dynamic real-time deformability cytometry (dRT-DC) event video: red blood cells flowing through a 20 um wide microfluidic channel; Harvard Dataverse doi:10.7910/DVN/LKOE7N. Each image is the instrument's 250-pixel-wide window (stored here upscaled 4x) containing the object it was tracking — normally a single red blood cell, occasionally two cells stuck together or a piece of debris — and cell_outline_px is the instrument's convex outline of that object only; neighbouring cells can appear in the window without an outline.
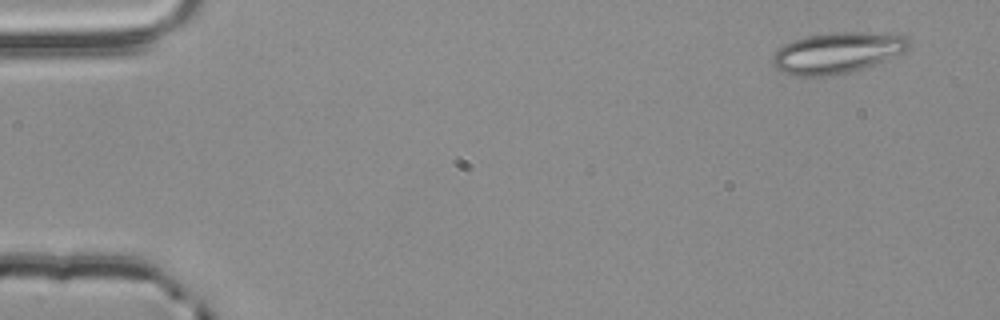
{"species": "common noctule bat (a hibernating species)", "species_latin": "Nyctalus noctula", "temperature_condition": "room temperature", "stored_images_in_passage": 4, "camera_frame_rate_fps": 3000, "um_per_image_px": 0.085, "animal": {"sex": "male", "body_mass_g": 20.4}, "frame": {"image": 1, "passage_image": 1, "time_ms": 0.0, "image_size_px": [1000, 320], "cell_outline_px": [[912, 44], [904, 52], [876, 64], [864, 68], [848, 72], [824, 76], [792, 76], [780, 72], [772, 64], [772, 60], [776, 52], [784, 44], [792, 40], [808, 36], [832, 32], [864, 32], [908, 36], [912, 40]], "centroid_in_image_um": [71.18, 4.49], "position_along_channel_um": 13.8, "area_um2": 32.66}}